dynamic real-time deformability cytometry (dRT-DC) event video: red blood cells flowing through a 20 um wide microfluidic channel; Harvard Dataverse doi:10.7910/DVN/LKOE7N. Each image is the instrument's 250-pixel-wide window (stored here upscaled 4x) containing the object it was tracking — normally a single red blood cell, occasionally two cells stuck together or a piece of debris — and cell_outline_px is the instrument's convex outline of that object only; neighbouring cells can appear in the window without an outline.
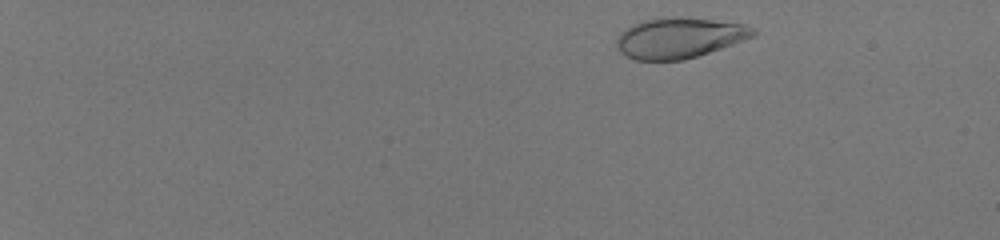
{"species": "human", "species_latin": "Homo sapiens", "temperature_condition": "room temperature", "stored_images_in_passage": 48, "camera_frame_rate_fps": 3000, "um_per_image_px": 0.085, "donor": {"sex": "male"}, "frame": {"image": 1, "passage_image": 3, "time_ms": 0.667, "image_size_px": [1000, 240], "cell_outline_px": [[756, 32], [752, 36], [732, 44], [684, 60], [636, 60], [620, 52], [616, 48], [616, 40], [620, 32], [624, 28], [632, 24], [648, 20], [676, 16], [680, 16], [744, 24], [756, 28]], "centroid_in_image_um": [57.7, 3.21], "position_along_channel_um": 27.3, "area_um2": 31.96}}
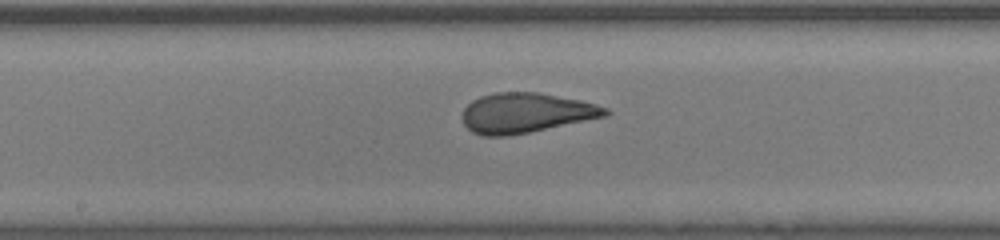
{"frame": {"image": 2, "passage_image": 28, "time_ms": 9.0, "image_size_px": [1000, 240], "cell_outline_px": [[612, 112], [608, 116], [508, 136], [484, 136], [472, 132], [464, 124], [460, 116], [464, 108], [472, 100], [480, 96], [496, 92], [536, 92], [580, 100], [596, 104], [608, 108]], "centroid_in_image_um": [44.68, 9.59], "position_along_channel_um": 203.5, "area_um2": 33.35}}
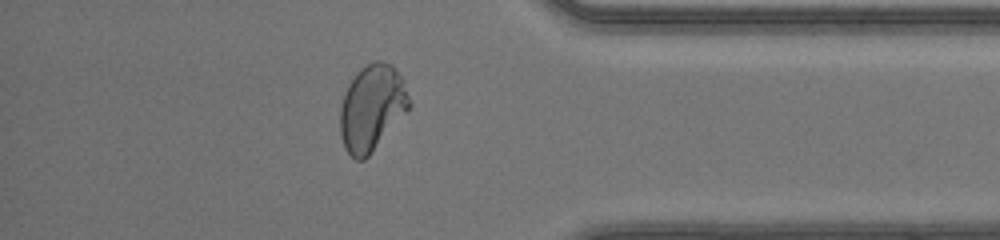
{"frame": {"image": 3, "passage_image": 43, "time_ms": 14.0, "image_size_px": [1000, 240], "cell_outline_px": [[412, 104], [368, 156], [364, 160], [356, 160], [344, 148], [340, 136], [340, 108], [344, 92], [348, 84], [356, 72], [360, 68], [376, 60], [380, 60], [392, 64], [404, 80]], "centroid_in_image_um": [31.6, 9.13], "position_along_channel_um": 403.6, "area_um2": 34.56}, "authors_computed_cell_mechanics": {"area_um2": 33.0038, "velocity_mm_per_s": 4.1771, "shape_relaxation_time_tau1_ms": 6.2282, "shape_relaxation_time_tau2_ms": null, "deformation_change_tau1": 0.2251, "deformation_change_tau2": null}}